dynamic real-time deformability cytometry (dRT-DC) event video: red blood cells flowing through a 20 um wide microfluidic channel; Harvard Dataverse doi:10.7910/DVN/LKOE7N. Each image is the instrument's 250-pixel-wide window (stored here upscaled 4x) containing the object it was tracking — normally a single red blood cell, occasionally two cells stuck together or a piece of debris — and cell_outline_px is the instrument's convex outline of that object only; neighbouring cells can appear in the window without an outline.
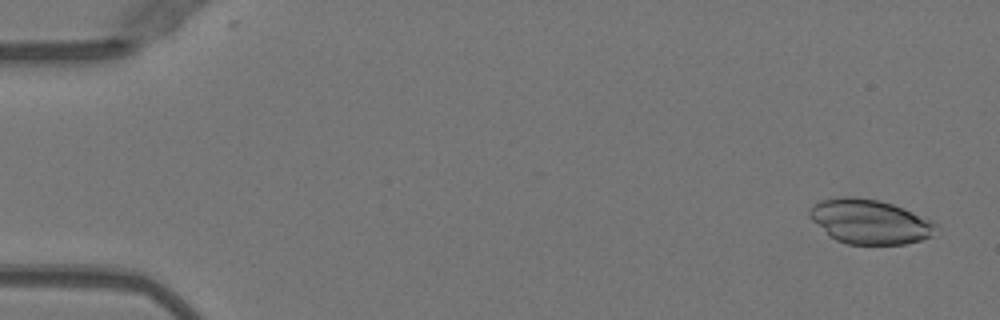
{"species": "Egyptian fruit bat (a non-hibernating species)", "species_latin": "Rousettus aegyptiacus", "temperature_condition": "warm", "stored_images_in_passage": 22, "camera_frame_rate_fps": 3000, "um_per_image_px": 0.085, "animal": {"sex": "female"}, "frame": {"image": 1, "passage_image": 2, "time_ms": 0.333, "image_size_px": [1000, 320], "cell_outline_px": [[936, 224], [932, 236], [920, 240], [904, 244], [848, 244], [836, 240], [828, 236], [808, 216], [808, 208], [812, 204], [820, 200], [844, 196], [852, 196], [876, 200], [892, 204], [904, 208], [932, 220]], "centroid_in_image_um": [73.87, 18.83], "position_along_channel_um": 11.1, "area_um2": 32.83}}